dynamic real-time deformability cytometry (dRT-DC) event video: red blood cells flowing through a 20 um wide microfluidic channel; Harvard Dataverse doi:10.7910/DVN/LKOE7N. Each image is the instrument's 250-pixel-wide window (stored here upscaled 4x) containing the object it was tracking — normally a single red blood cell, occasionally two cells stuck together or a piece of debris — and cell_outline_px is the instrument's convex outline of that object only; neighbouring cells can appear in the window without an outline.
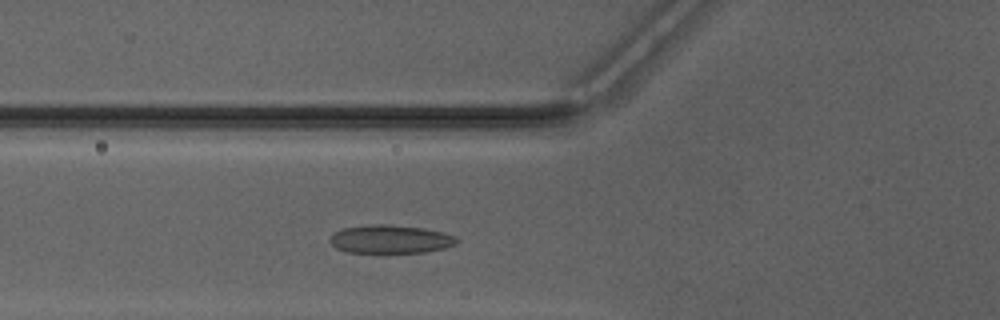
{"species": "Egyptian fruit bat (a non-hibernating species)", "species_latin": "Rousettus aegyptiacus", "temperature_condition": "warm", "stored_images_in_passage": 27, "camera_frame_rate_fps": 3000, "um_per_image_px": 0.085, "animal": {"sex": "male"}, "frame": {"image": 1, "passage_image": 4, "time_ms": 1.0, "image_size_px": [1000, 320], "cell_outline_px": [[460, 240], [456, 244], [444, 248], [424, 252], [384, 256], [380, 256], [344, 252], [336, 248], [328, 240], [336, 232], [344, 228], [372, 224], [388, 224], [424, 228], [444, 232], [456, 236]], "centroid_in_image_um": [33.19, 20.39], "position_along_channel_um": 92.6, "area_um2": 22.14}}
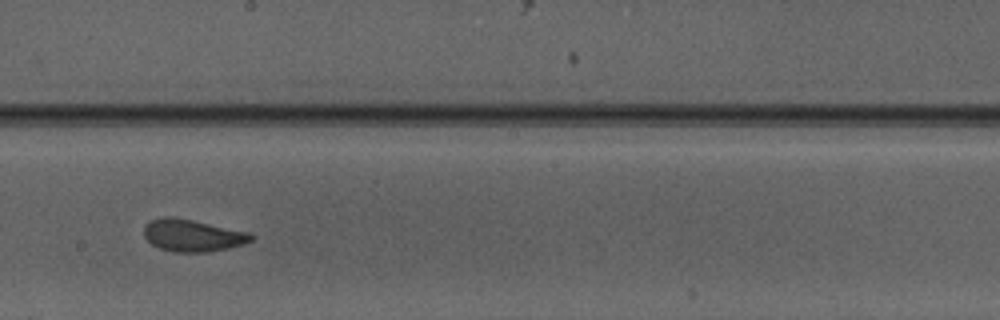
{"frame": {"image": 2, "passage_image": 14, "time_ms": 4.333, "image_size_px": [1000, 320], "cell_outline_px": [[256, 236], [252, 240], [244, 244], [208, 252], [176, 252], [160, 248], [152, 244], [144, 236], [144, 228], [152, 220], [164, 216], [168, 216], [192, 220], [248, 232]], "centroid_in_image_um": [16.38, 20.02], "position_along_channel_um": 231.8, "area_um2": 19.77}}
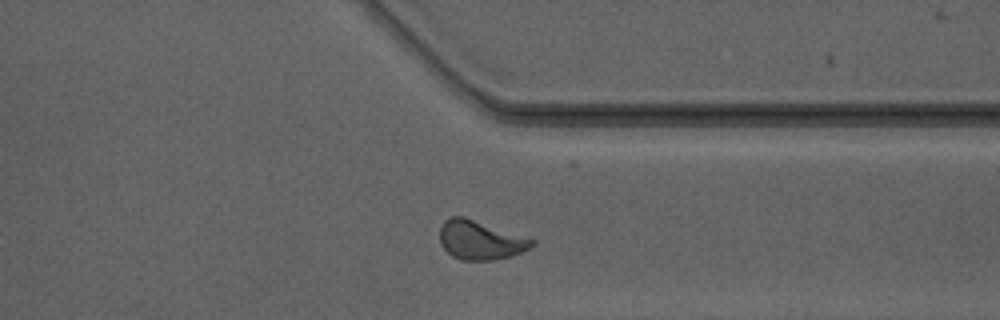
{"frame": {"image": 3, "passage_image": 24, "time_ms": 7.667, "image_size_px": [1000, 320], "cell_outline_px": [[536, 244], [520, 252], [508, 256], [492, 260], [460, 260], [452, 256], [440, 244], [440, 228], [444, 220], [452, 216], [464, 216], [536, 240]], "centroid_in_image_um": [40.8, 20.4], "position_along_channel_um": 370.6, "area_um2": 20.81}, "authors_computed_cell_mechanics": {"area_um2": 20.23, "velocity_mm_per_s": 4.1776, "shape_relaxation_time_tau1_ms": 4.6367, "shape_relaxation_time_tau2_ms": 1.094, "deformation_change_tau1": 0.1412, "deformation_change_tau2": 0.0723}}